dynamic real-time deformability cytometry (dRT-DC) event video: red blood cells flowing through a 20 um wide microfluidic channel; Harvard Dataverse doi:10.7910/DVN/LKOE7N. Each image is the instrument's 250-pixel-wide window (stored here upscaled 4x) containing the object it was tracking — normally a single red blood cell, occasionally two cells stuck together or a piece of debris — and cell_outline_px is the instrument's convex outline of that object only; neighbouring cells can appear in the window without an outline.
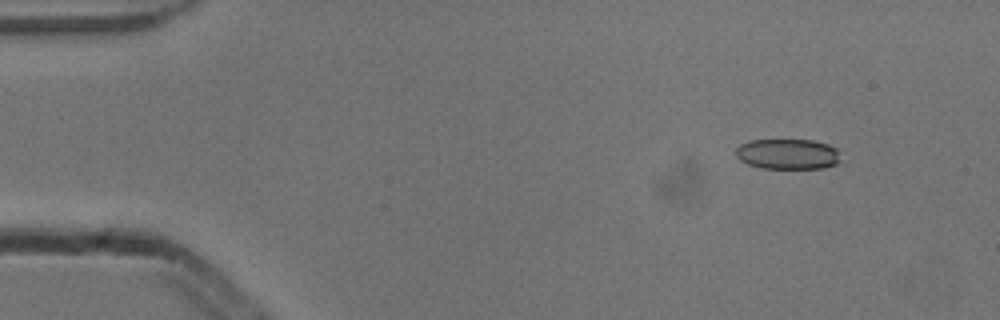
{"species": "common noctule bat (a hibernating species)", "species_latin": "Nyctalus noctula", "temperature_condition": "cold", "stored_images_in_passage": 4, "camera_frame_rate_fps": 3000, "um_per_image_px": 0.085, "animal": {"sex": "male", "body_mass_g": 13.3}, "frame": {"image": 1, "passage_image": 2, "time_ms": 0.333, "image_size_px": [1000, 320], "cell_outline_px": [[840, 160], [836, 164], [824, 168], [760, 168], [748, 164], [740, 160], [736, 156], [736, 148], [740, 144], [748, 140], [812, 140], [828, 144], [836, 148]], "centroid_in_image_um": [66.93, 13.09], "position_along_channel_um": 18.1, "area_um2": 18.61}}